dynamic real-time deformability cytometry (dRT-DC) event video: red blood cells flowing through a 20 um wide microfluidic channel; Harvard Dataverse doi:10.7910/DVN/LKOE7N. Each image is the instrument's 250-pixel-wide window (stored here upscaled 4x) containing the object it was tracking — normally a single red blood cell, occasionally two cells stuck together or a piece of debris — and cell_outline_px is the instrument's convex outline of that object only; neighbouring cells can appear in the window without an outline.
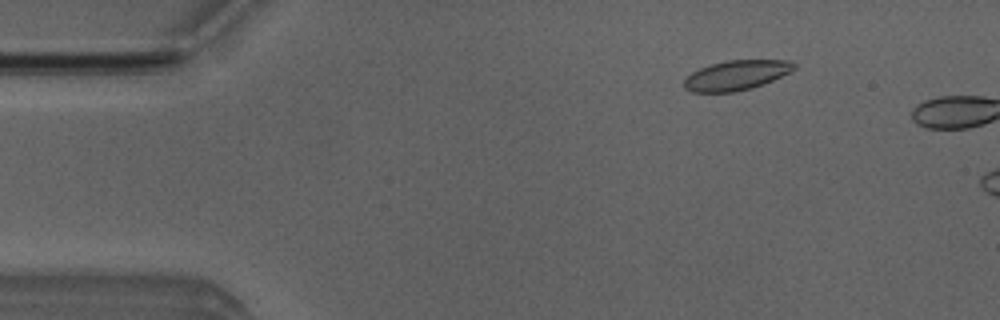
{"species": "Egyptian fruit bat (a non-hibernating species)", "species_latin": "Rousettus aegyptiacus", "temperature_condition": "room temperature", "stored_images_in_passage": 3, "camera_frame_rate_fps": 3000, "um_per_image_px": 0.085, "animal": {"sex": "male"}, "frame": {"image": 1, "passage_image": 2, "time_ms": 0.333, "image_size_px": [1000, 320], "cell_outline_px": [[796, 68], [764, 84], [752, 88], [736, 92], [692, 92], [684, 88], [684, 80], [692, 72], [700, 68], [712, 64], [728, 60], [792, 60], [796, 64]], "centroid_in_image_um": [62.59, 6.4], "position_along_channel_um": 22.4, "area_um2": 19.02}}